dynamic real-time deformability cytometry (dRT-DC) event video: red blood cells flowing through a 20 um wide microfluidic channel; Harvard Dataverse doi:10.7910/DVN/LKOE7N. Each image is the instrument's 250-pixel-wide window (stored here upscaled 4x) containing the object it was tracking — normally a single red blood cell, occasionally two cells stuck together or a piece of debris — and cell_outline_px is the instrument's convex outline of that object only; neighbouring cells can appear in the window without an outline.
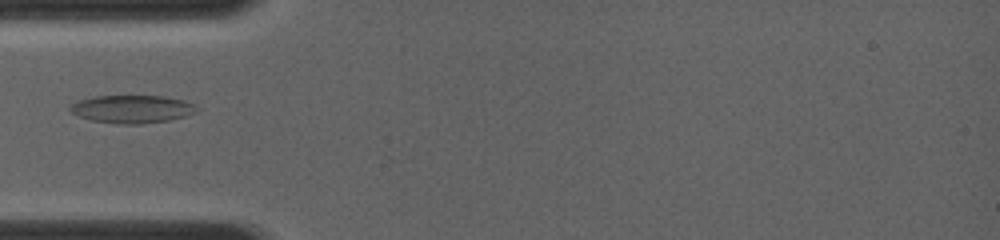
{"species": "common noctule bat (a hibernating species)", "species_latin": "Nyctalus noctula", "temperature_condition": "room temperature", "stored_images_in_passage": 2, "camera_frame_rate_fps": 4000, "um_per_image_px": 0.085, "animal": {"sex": "female", "body_mass_g": 19.0, "forearm_length_mm": 56.7}, "frame": {"image": 1, "passage_image": 2, "time_ms": 1.0, "image_size_px": [1000, 240], "cell_outline_px": [[196, 112], [184, 116], [168, 120], [140, 124], [116, 124], [92, 120], [80, 116], [72, 112], [68, 108], [72, 104], [80, 100], [96, 96], [164, 96], [184, 100], [196, 104]], "centroid_in_image_um": [11.24, 9.27], "position_along_channel_um": 73.8, "area_um2": 20.4}}